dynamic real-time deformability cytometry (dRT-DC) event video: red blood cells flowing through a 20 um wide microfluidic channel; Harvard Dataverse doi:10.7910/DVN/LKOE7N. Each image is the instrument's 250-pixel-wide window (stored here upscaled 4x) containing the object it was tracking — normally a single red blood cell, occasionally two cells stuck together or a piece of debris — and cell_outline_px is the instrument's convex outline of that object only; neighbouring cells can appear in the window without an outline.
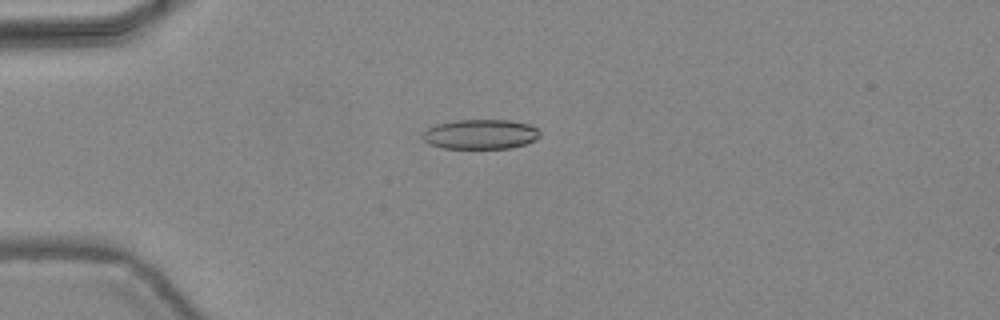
{"species": "common noctule bat (a hibernating species)", "species_latin": "Nyctalus noctula", "temperature_condition": "warm", "stored_images_in_passage": 47, "camera_frame_rate_fps": 3000, "um_per_image_px": 0.085, "animal": {"sex": "female", "body_mass_g": 24.6, "forearm_length_mm": 56.2}, "frame": {"image": 1, "passage_image": 13, "time_ms": 4.0, "image_size_px": [1000, 320], "cell_outline_px": [[540, 136], [536, 140], [512, 148], [444, 148], [428, 144], [420, 136], [428, 128], [436, 124], [456, 120], [512, 120], [528, 124], [536, 128], [540, 132]], "centroid_in_image_um": [40.84, 11.41], "position_along_channel_um": 44.2, "area_um2": 20.4}}
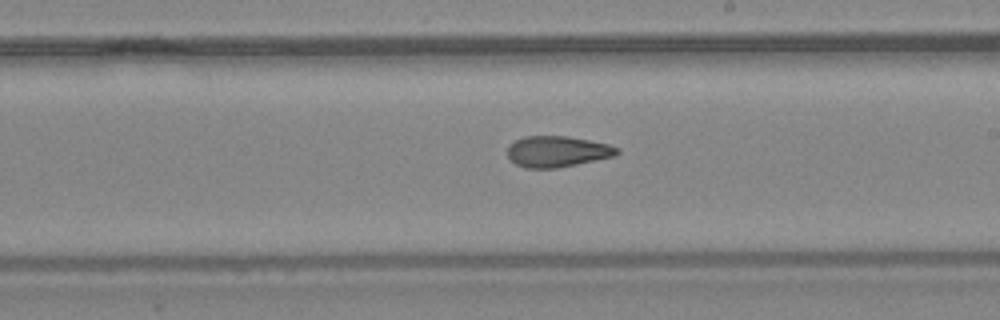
{"frame": {"image": 2, "passage_image": 28, "time_ms": 9.0, "image_size_px": [1000, 320], "cell_outline_px": [[620, 152], [616, 156], [556, 168], [524, 168], [516, 164], [508, 156], [508, 144], [524, 136], [568, 136], [608, 144], [620, 148]], "centroid_in_image_um": [47.38, 12.87], "position_along_channel_um": 241.6, "area_um2": 19.83}}
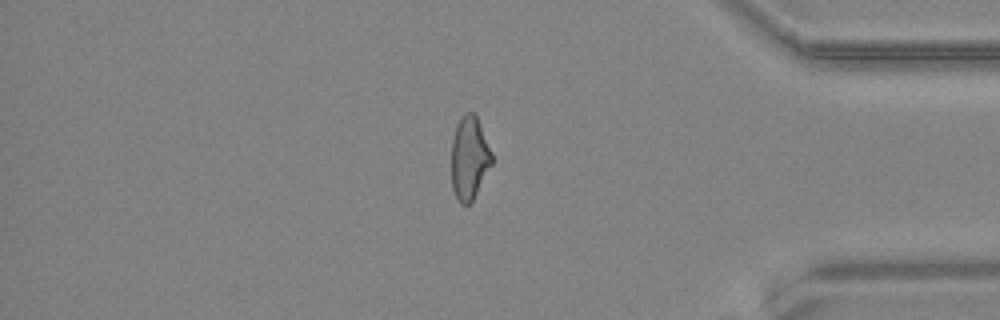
{"frame": {"image": 3, "passage_image": 40, "time_ms": 13.0, "image_size_px": [1000, 320], "cell_outline_px": [[492, 164], [472, 200], [468, 204], [460, 204], [452, 188], [452, 140], [456, 124], [460, 116], [464, 112], [472, 112], [476, 116], [492, 152]], "centroid_in_image_um": [39.88, 13.4], "position_along_channel_um": 395.3, "area_um2": 19.42}, "authors_computed_cell_mechanics": {"area_um2": 20.5768, "velocity_mm_per_s": 4.4877, "shape_relaxation_time_tau1_ms": null, "shape_relaxation_time_tau2_ms": 2.9919, "deformation_change_tau1": null, "deformation_change_tau2": 0.1021}}